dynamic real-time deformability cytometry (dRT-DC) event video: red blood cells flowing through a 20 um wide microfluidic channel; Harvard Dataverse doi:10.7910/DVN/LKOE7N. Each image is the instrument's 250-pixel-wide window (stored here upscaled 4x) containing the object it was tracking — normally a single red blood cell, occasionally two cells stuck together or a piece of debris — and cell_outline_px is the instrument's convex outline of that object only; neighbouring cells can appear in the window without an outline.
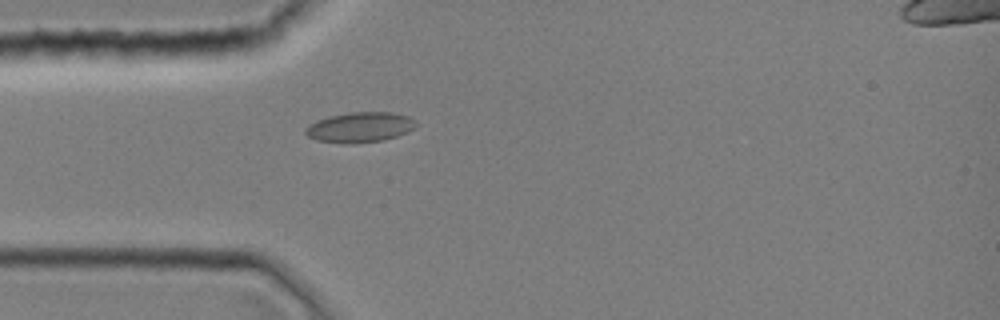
{"species": "common noctule bat (a hibernating species)", "species_latin": "Nyctalus noctula", "temperature_condition": "room temperature", "stored_images_in_passage": 1, "camera_frame_rate_fps": 3000, "um_per_image_px": 0.085, "animal": {"sex": "female", "body_mass_g": 19.0, "forearm_length_mm": 51.5}, "frame": {"image": 1, "passage_image": 1, "time_ms": 0.0, "image_size_px": [1000, 320], "cell_outline_px": [[416, 128], [408, 132], [384, 140], [344, 144], [316, 140], [308, 136], [304, 132], [304, 128], [308, 124], [316, 120], [328, 116], [348, 112], [392, 112], [408, 116], [416, 120]], "centroid_in_image_um": [30.58, 10.81], "position_along_channel_um": 54.4, "area_um2": 19.71}}